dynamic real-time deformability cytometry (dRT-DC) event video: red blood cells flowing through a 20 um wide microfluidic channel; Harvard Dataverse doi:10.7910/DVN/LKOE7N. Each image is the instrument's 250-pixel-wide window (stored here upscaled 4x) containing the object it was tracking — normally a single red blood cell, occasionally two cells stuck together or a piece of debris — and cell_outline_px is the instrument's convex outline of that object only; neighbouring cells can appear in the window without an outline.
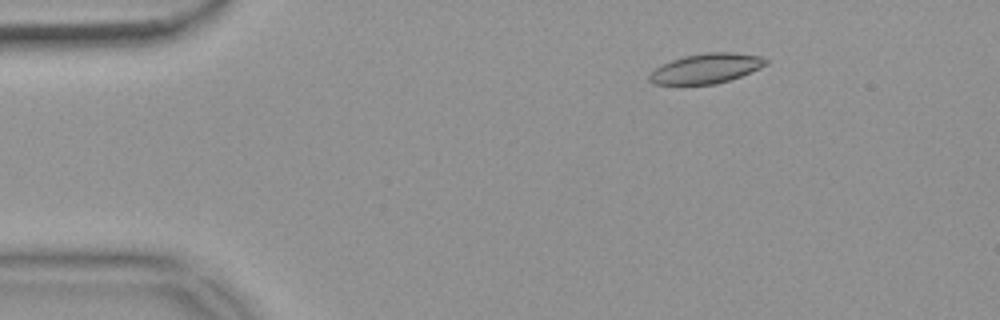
{"species": "common noctule bat (a hibernating species)", "species_latin": "Nyctalus noctula", "temperature_condition": "warm", "stored_images_in_passage": 55, "camera_frame_rate_fps": 3000, "um_per_image_px": 0.085, "animal": {"sex": "female", "body_mass_g": 18.4}, "frame": {"image": 1, "passage_image": 9, "time_ms": 2.667, "image_size_px": [1000, 320], "cell_outline_px": [[768, 64], [760, 68], [740, 76], [716, 84], [652, 84], [648, 80], [648, 76], [656, 68], [672, 60], [684, 56], [704, 52], [736, 52], [760, 56], [768, 60]], "centroid_in_image_um": [60.04, 5.81], "position_along_channel_um": 25.0, "area_um2": 20.17}}
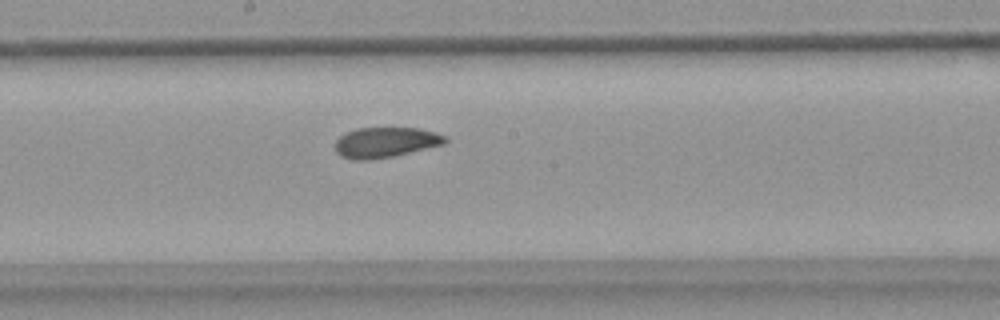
{"frame": {"image": 2, "passage_image": 30, "time_ms": 9.667, "image_size_px": [1000, 320], "cell_outline_px": [[448, 140], [444, 144], [392, 156], [372, 160], [352, 160], [340, 156], [336, 152], [336, 140], [340, 136], [356, 128], [416, 128], [432, 132], [444, 136]], "centroid_in_image_um": [32.72, 12.11], "position_along_channel_um": 215.5, "area_um2": 19.19}}
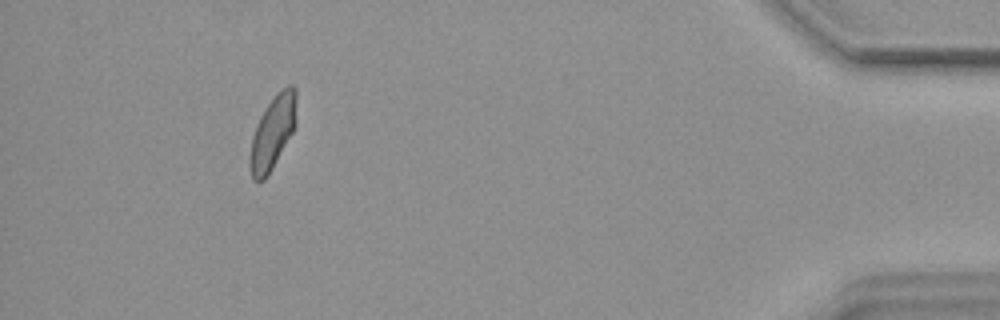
{"frame": {"image": 3, "passage_image": 51, "time_ms": 16.667, "image_size_px": [1000, 320], "cell_outline_px": [[296, 124], [292, 132], [268, 176], [264, 180], [252, 180], [248, 164], [248, 156], [252, 136], [256, 124], [260, 116], [276, 92], [280, 88], [288, 84], [292, 84], [296, 88]], "centroid_in_image_um": [23.16, 11.24], "position_along_channel_um": 412.0, "area_um2": 20.17}, "authors_computed_cell_mechanics": {"area_um2": 20.1722, "velocity_mm_per_s": 3.6959, "shape_relaxation_time_tau1_ms": 7.57, "shape_relaxation_time_tau2_ms": 2.5317, "deformation_change_tau1": 0.1456, "deformation_change_tau2": 0.0695}}